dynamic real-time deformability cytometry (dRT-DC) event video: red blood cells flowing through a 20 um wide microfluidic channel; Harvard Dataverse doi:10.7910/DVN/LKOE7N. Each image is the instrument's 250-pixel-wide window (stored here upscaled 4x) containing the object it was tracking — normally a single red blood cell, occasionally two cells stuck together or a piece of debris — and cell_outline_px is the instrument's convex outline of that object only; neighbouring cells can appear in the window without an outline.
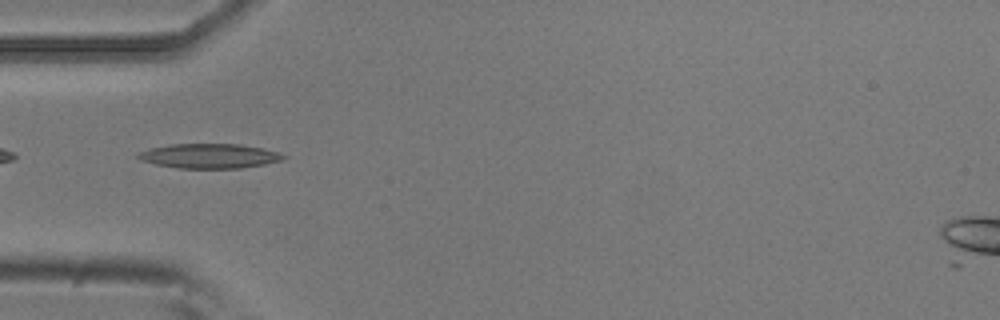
{"species": "common noctule bat (a hibernating species)", "species_latin": "Nyctalus noctula", "temperature_condition": "room temperature", "stored_images_in_passage": 33, "camera_frame_rate_fps": 3000, "um_per_image_px": 0.085, "animal": {"sex": "male", "body_mass_g": 20.5, "forearm_length_mm": 52.5}, "frame": {"image": 1, "passage_image": 1, "time_ms": 0.0, "image_size_px": [1000, 320], "cell_outline_px": [[288, 156], [284, 160], [264, 164], [240, 168], [180, 168], [156, 164], [140, 160], [136, 156], [140, 152], [148, 148], [172, 144], [240, 144], [264, 148]], "centroid_in_image_um": [17.81, 13.25], "position_along_channel_um": 67.2, "area_um2": 20.81}}
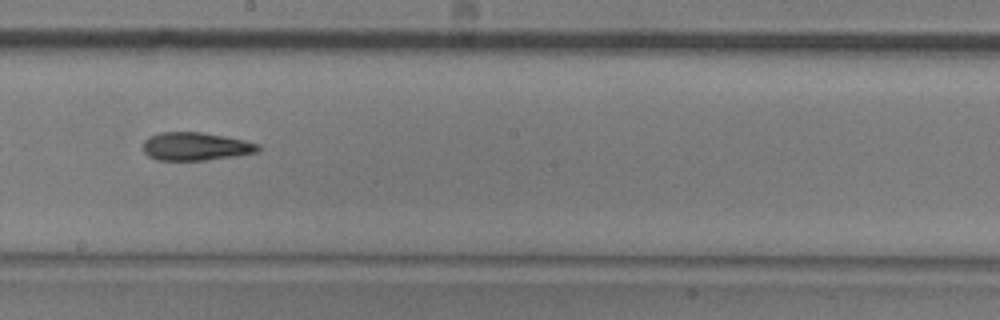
{"frame": {"image": 2, "passage_image": 14, "time_ms": 4.333, "image_size_px": [1000, 320], "cell_outline_px": [[260, 148], [256, 152], [236, 156], [204, 160], [156, 160], [148, 156], [144, 152], [144, 140], [148, 136], [160, 132], [200, 132], [224, 136], [244, 140], [260, 144]], "centroid_in_image_um": [16.61, 12.44], "position_along_channel_um": 231.6, "area_um2": 18.84}}
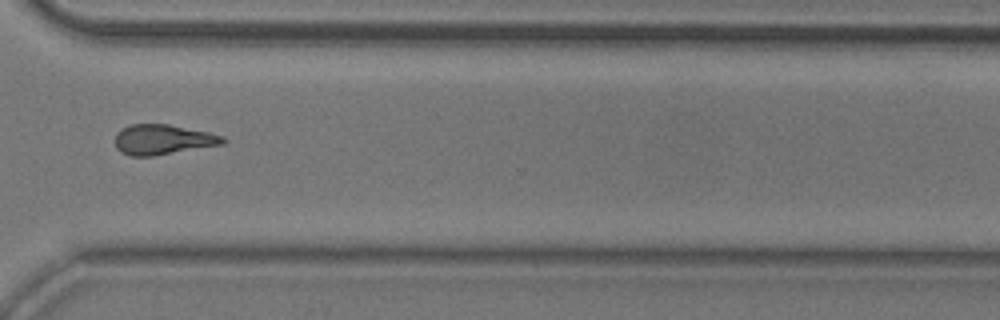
{"frame": {"image": 3, "passage_image": 24, "time_ms": 7.667, "image_size_px": [1000, 320], "cell_outline_px": [[228, 140], [224, 144], [152, 156], [128, 156], [120, 152], [116, 148], [116, 132], [120, 128], [128, 124], [168, 124], [208, 132], [224, 136]], "centroid_in_image_um": [13.82, 11.86], "position_along_channel_um": 356.8, "area_um2": 19.07}, "authors_computed_cell_mechanics": {"area_um2": 19.074, "velocity_mm_per_s": 3.7698, "shape_relaxation_time_tau1_ms": 6.7495, "shape_relaxation_time_tau2_ms": null, "deformation_change_tau1": 0.1827, "deformation_change_tau2": null}}